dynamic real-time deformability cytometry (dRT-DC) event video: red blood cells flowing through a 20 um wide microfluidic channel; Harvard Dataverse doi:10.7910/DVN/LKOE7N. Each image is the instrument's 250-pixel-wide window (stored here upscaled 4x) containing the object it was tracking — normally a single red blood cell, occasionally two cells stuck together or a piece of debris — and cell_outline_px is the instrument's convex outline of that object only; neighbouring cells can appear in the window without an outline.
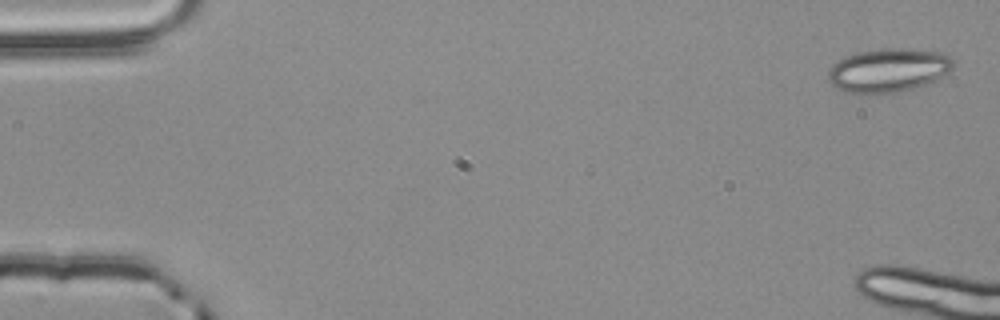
{"species": "common noctule bat (a hibernating species)", "species_latin": "Nyctalus noctula", "temperature_condition": "room temperature", "stored_images_in_passage": 2, "camera_frame_rate_fps": 3000, "um_per_image_px": 0.085, "animal": {"sex": "male", "body_mass_g": 20.4}, "frame": {"image": 1, "passage_image": 1, "time_ms": 0.0, "image_size_px": [1000, 320], "cell_outline_px": [[956, 64], [948, 72], [936, 80], [912, 88], [896, 92], [864, 96], [860, 96], [836, 88], [828, 80], [828, 72], [832, 64], [836, 60], [844, 56], [856, 52], [880, 48], [908, 48], [944, 52]], "centroid_in_image_um": [75.47, 5.97], "position_along_channel_um": 9.5, "area_um2": 32.6}}